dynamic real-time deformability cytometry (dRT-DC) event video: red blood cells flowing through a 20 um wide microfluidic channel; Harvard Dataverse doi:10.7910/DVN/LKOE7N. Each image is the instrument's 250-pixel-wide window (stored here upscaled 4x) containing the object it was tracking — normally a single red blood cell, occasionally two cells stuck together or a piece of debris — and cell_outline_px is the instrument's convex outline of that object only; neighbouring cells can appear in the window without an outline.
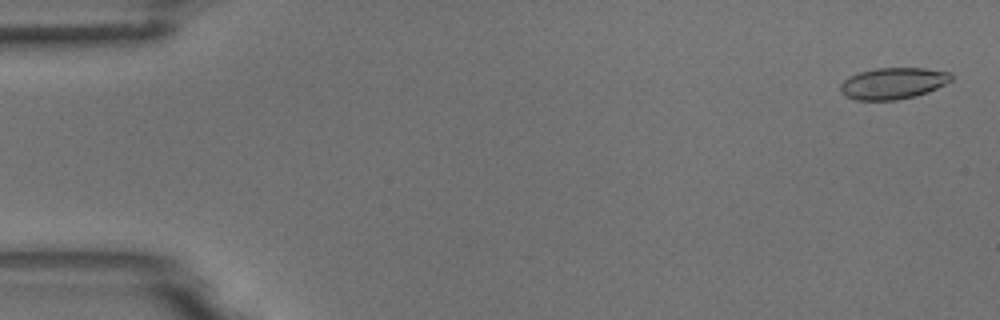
{"species": "common noctule bat (a hibernating species)", "species_latin": "Nyctalus noctula", "temperature_condition": "room temperature", "stored_images_in_passage": 3, "camera_frame_rate_fps": 3000, "um_per_image_px": 0.085, "animal": {"sex": "male", "body_mass_g": 18.8}, "frame": {"image": 1, "passage_image": 1, "time_ms": 0.0, "image_size_px": [1000, 320], "cell_outline_px": [[952, 80], [928, 92], [916, 96], [896, 100], [856, 100], [844, 96], [840, 92], [840, 84], [848, 76], [860, 72], [876, 68], [924, 68], [952, 72]], "centroid_in_image_um": [75.89, 7.08], "position_along_channel_um": 9.1, "area_um2": 20.46}}